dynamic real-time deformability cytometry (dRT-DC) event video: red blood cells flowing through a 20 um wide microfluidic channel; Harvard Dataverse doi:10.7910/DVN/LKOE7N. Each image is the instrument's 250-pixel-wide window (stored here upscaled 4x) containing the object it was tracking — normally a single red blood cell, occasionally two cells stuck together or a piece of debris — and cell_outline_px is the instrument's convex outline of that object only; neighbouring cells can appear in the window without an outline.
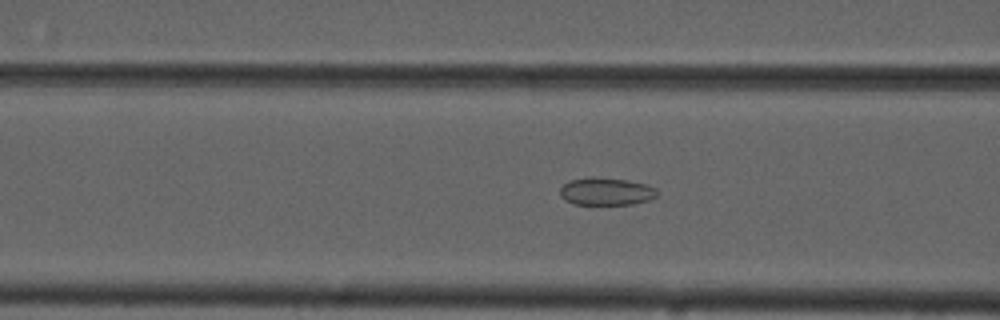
{"species": "common noctule bat (a hibernating species)", "species_latin": "Nyctalus noctula", "temperature_condition": "cold", "stored_images_in_passage": 9, "camera_frame_rate_fps": 3000, "um_per_image_px": 0.085, "animal": {"sex": "male", "forearm_length_mm": 52.5}, "frame": {"image": 1, "passage_image": 7, "time_ms": 2.0, "image_size_px": [1000, 320], "cell_outline_px": [[656, 196], [648, 200], [632, 204], [576, 204], [564, 200], [560, 196], [560, 188], [568, 180], [628, 180], [648, 184], [656, 188]], "centroid_in_image_um": [51.55, 16.32], "position_along_channel_um": 115.1, "area_um2": 14.85}}